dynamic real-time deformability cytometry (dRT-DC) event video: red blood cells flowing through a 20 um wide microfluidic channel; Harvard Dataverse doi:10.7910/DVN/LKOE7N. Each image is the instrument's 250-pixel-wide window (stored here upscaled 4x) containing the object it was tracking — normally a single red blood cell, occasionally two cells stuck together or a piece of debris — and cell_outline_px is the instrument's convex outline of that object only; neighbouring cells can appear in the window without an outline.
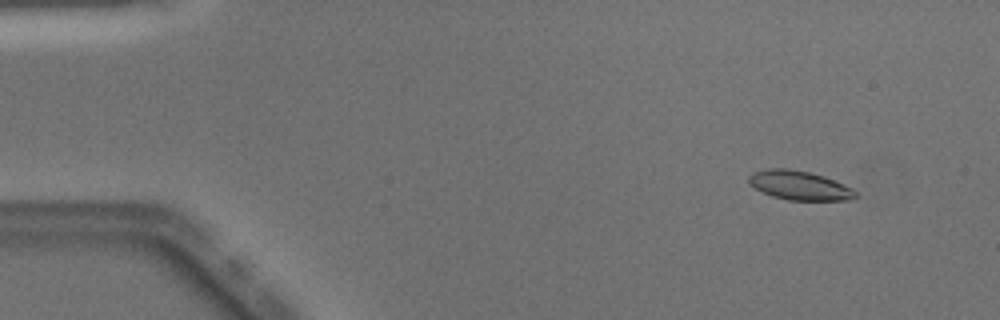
{"species": "Egyptian fruit bat (a non-hibernating species)", "species_latin": "Rousettus aegyptiacus", "temperature_condition": "warm", "stored_images_in_passage": 50, "camera_frame_rate_fps": 3000, "um_per_image_px": 0.085, "animal": {"sex": "male"}, "frame": {"image": 1, "passage_image": 5, "time_ms": 1.333, "image_size_px": [1000, 320], "cell_outline_px": [[860, 196], [852, 200], [788, 200], [772, 196], [748, 184], [748, 176], [752, 172], [768, 168], [788, 168], [808, 172], [824, 176], [844, 184], [852, 188]], "centroid_in_image_um": [67.97, 15.76], "position_along_channel_um": 17.0, "area_um2": 18.26}}
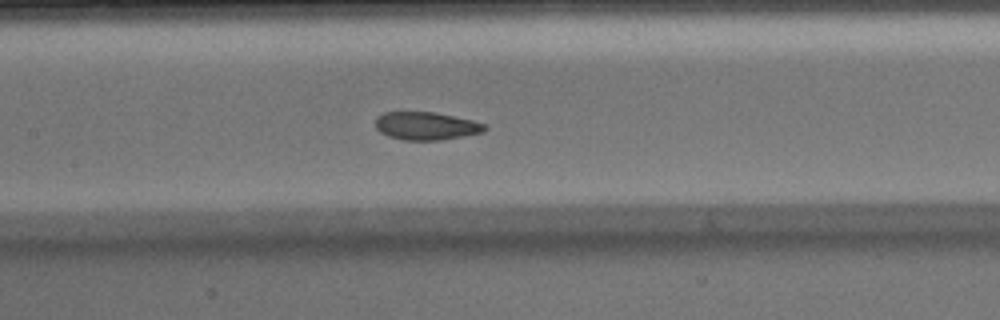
{"frame": {"image": 2, "passage_image": 24, "time_ms": 7.667, "image_size_px": [1000, 320], "cell_outline_px": [[488, 128], [484, 132], [464, 136], [440, 140], [404, 140], [388, 136], [380, 132], [376, 128], [376, 116], [384, 112], [436, 112], [472, 120], [488, 124]], "centroid_in_image_um": [36.25, 10.7], "position_along_channel_um": 171.1, "area_um2": 17.98}}
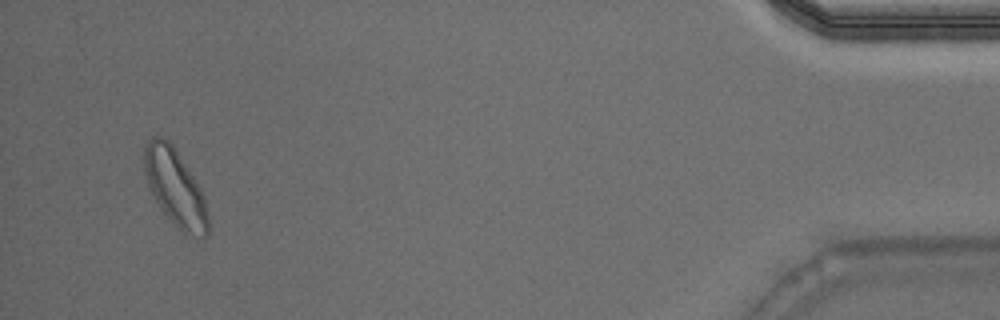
{"frame": {"image": 3, "passage_image": 48, "time_ms": 15.667, "image_size_px": [1000, 320], "cell_outline_px": [[208, 236], [184, 236], [160, 208], [148, 184], [144, 172], [144, 144], [152, 136], [164, 136], [172, 144], [200, 188], [204, 196], [208, 216]], "centroid_in_image_um": [14.88, 15.95], "position_along_channel_um": 420.3, "area_um2": 28.5}, "authors_computed_cell_mechanics": {"area_um2": 18.7561, "velocity_mm_per_s": 4.0538, "shape_relaxation_time_tau1_ms": 3.7027, "shape_relaxation_time_tau2_ms": 2.2164, "deformation_change_tau1": 0.1283, "deformation_change_tau2": 0.0733}}